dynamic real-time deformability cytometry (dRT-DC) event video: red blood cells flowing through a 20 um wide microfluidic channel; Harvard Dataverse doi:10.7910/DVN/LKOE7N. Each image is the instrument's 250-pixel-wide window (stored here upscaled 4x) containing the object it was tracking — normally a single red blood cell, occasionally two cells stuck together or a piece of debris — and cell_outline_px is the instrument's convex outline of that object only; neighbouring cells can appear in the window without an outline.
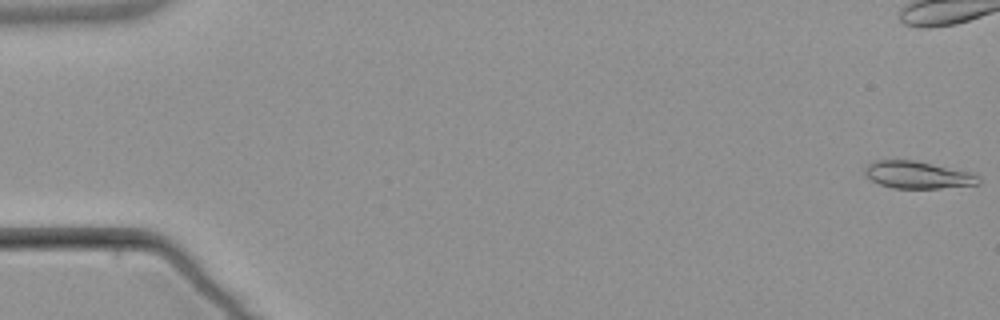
{"species": "common noctule bat (a hibernating species)", "species_latin": "Nyctalus noctula", "temperature_condition": "warm", "stored_images_in_passage": 4, "camera_frame_rate_fps": 3000, "um_per_image_px": 0.085, "animal": {"sex": "male", "body_mass_g": 21.5, "forearm_length_mm": 52.0}, "frame": {"image": 1, "passage_image": 1, "time_ms": 0.0, "image_size_px": [1000, 320], "cell_outline_px": [[980, 184], [940, 188], [892, 188], [880, 184], [872, 180], [864, 172], [864, 168], [868, 164], [876, 160], [916, 160], [968, 172], [980, 176]], "centroid_in_image_um": [78.0, 14.86], "position_along_channel_um": 7.0, "area_um2": 17.92}}